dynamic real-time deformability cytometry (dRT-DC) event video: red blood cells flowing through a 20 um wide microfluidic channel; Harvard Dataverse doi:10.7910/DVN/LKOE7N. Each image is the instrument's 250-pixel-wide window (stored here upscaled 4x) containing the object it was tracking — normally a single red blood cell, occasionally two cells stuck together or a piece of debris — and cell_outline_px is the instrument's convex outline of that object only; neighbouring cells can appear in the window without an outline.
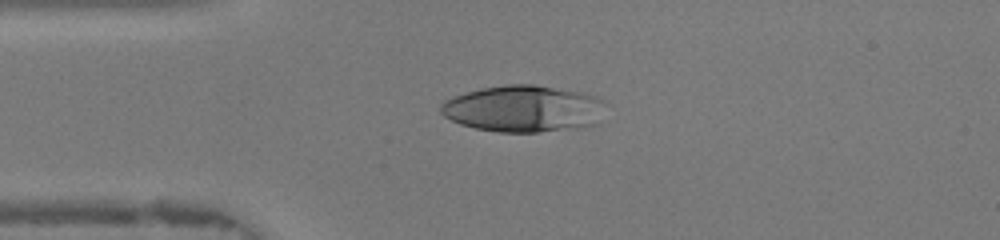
{"species": "human", "species_latin": "Homo sapiens", "temperature_condition": "warm", "stored_images_in_passage": 45, "camera_frame_rate_fps": 3000, "um_per_image_px": 0.085, "donor": {"sex": "female"}, "frame": {"image": 1, "passage_image": 10, "time_ms": 3.0, "image_size_px": [1000, 240], "cell_outline_px": [[600, 100], [596, 124], [540, 132], [500, 132], [476, 128], [460, 124], [444, 116], [440, 112], [440, 104], [444, 100], [452, 96], [480, 88], [504, 84], [536, 84], [580, 92], [596, 96]], "centroid_in_image_um": [44.35, 9.22], "position_along_channel_um": 40.6, "area_um2": 44.22}}
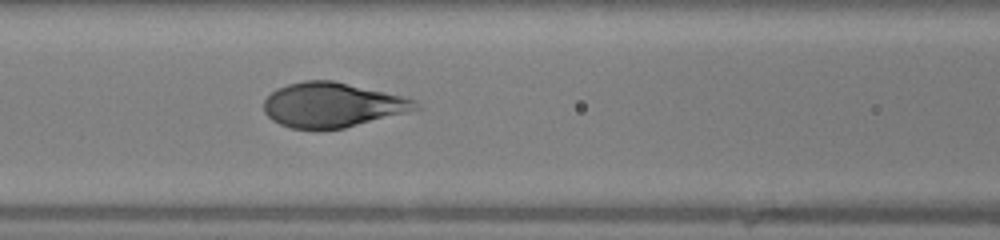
{"frame": {"image": 2, "passage_image": 18, "time_ms": 5.667, "image_size_px": [1000, 240], "cell_outline_px": [[424, 108], [344, 128], [316, 132], [292, 128], [280, 124], [272, 120], [264, 112], [264, 100], [276, 88], [288, 84], [304, 80], [332, 80], [384, 92], [416, 100]], "centroid_in_image_um": [28.23, 8.95], "position_along_channel_um": 138.4, "area_um2": 39.94}}
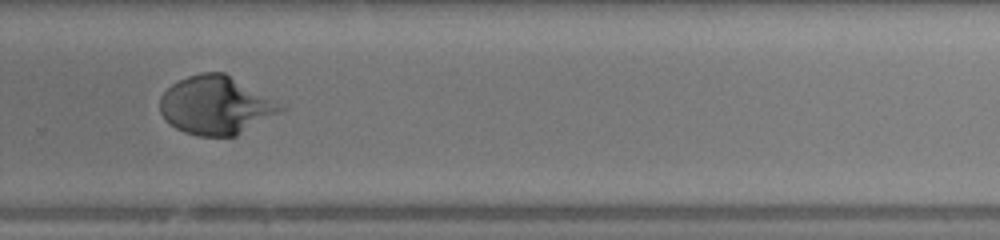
{"frame": {"image": 3, "passage_image": 30, "time_ms": 9.667, "image_size_px": [1000, 240], "cell_outline_px": [[288, 108], [236, 136], [200, 136], [184, 132], [176, 128], [160, 112], [160, 96], [172, 84], [188, 76], [200, 72], [224, 72]], "centroid_in_image_um": [18.34, 8.95], "position_along_channel_um": 311.5, "area_um2": 40.52}, "authors_computed_cell_mechanics": {"area_um2": 40.9802, "velocity_mm_per_s": 4.3429, "shape_relaxation_time_tau1_ms": 7.1536, "shape_relaxation_time_tau2_ms": null, "deformation_change_tau1": 0.3907, "deformation_change_tau2": null}}